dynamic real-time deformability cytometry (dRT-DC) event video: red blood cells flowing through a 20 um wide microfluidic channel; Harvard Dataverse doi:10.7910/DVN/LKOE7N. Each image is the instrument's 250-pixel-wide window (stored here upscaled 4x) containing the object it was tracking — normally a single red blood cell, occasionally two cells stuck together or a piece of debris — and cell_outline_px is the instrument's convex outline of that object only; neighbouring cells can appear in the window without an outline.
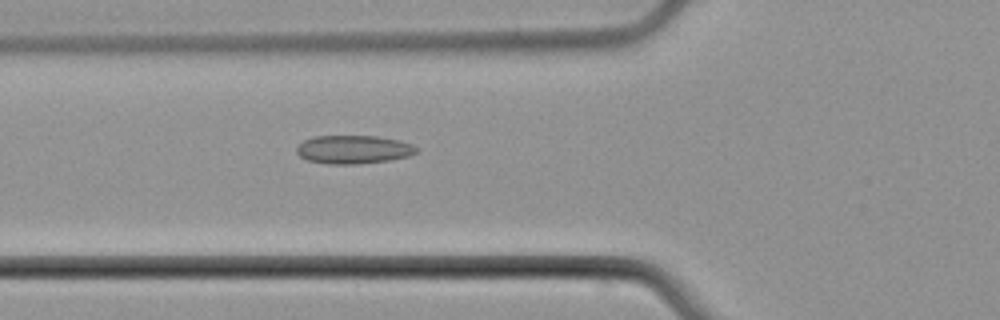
{"species": "common noctule bat (a hibernating species)", "species_latin": "Nyctalus noctula", "temperature_condition": "cold", "stored_images_in_passage": 6, "camera_frame_rate_fps": 3000, "um_per_image_px": 0.085, "animal": {"sex": "male", "body_mass_g": 21.5, "forearm_length_mm": 52.0}, "frame": {"image": 1, "passage_image": 6, "time_ms": 6.0, "image_size_px": [1000, 320], "cell_outline_px": [[420, 148], [416, 152], [408, 156], [388, 160], [356, 164], [328, 164], [308, 160], [300, 156], [296, 152], [296, 148], [304, 140], [312, 136], [376, 136], [400, 140], [412, 144]], "centroid_in_image_um": [30.05, 12.7], "position_along_channel_um": 95.8, "area_um2": 19.83}}